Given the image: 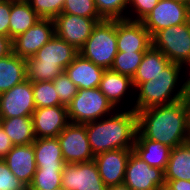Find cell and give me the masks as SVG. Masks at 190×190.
I'll return each instance as SVG.
<instances>
[{
	"label": "cell",
	"instance_id": "3",
	"mask_svg": "<svg viewBox=\"0 0 190 190\" xmlns=\"http://www.w3.org/2000/svg\"><path fill=\"white\" fill-rule=\"evenodd\" d=\"M186 70L182 65L171 62L160 74L154 78L141 83L136 89L137 98L130 106L136 112L150 107L168 105L185 98L189 75L181 81L180 74Z\"/></svg>",
	"mask_w": 190,
	"mask_h": 190
},
{
	"label": "cell",
	"instance_id": "7",
	"mask_svg": "<svg viewBox=\"0 0 190 190\" xmlns=\"http://www.w3.org/2000/svg\"><path fill=\"white\" fill-rule=\"evenodd\" d=\"M152 46L160 50L171 62L190 71V20L187 23L157 31L152 36Z\"/></svg>",
	"mask_w": 190,
	"mask_h": 190
},
{
	"label": "cell",
	"instance_id": "45",
	"mask_svg": "<svg viewBox=\"0 0 190 190\" xmlns=\"http://www.w3.org/2000/svg\"><path fill=\"white\" fill-rule=\"evenodd\" d=\"M158 190H170V189H168L166 186H162V187L159 188Z\"/></svg>",
	"mask_w": 190,
	"mask_h": 190
},
{
	"label": "cell",
	"instance_id": "32",
	"mask_svg": "<svg viewBox=\"0 0 190 190\" xmlns=\"http://www.w3.org/2000/svg\"><path fill=\"white\" fill-rule=\"evenodd\" d=\"M62 13L86 18H101L97 12L94 0H65Z\"/></svg>",
	"mask_w": 190,
	"mask_h": 190
},
{
	"label": "cell",
	"instance_id": "30",
	"mask_svg": "<svg viewBox=\"0 0 190 190\" xmlns=\"http://www.w3.org/2000/svg\"><path fill=\"white\" fill-rule=\"evenodd\" d=\"M62 172L56 169H36L28 190H54L62 186Z\"/></svg>",
	"mask_w": 190,
	"mask_h": 190
},
{
	"label": "cell",
	"instance_id": "44",
	"mask_svg": "<svg viewBox=\"0 0 190 190\" xmlns=\"http://www.w3.org/2000/svg\"><path fill=\"white\" fill-rule=\"evenodd\" d=\"M8 1L28 3L30 0H8Z\"/></svg>",
	"mask_w": 190,
	"mask_h": 190
},
{
	"label": "cell",
	"instance_id": "13",
	"mask_svg": "<svg viewBox=\"0 0 190 190\" xmlns=\"http://www.w3.org/2000/svg\"><path fill=\"white\" fill-rule=\"evenodd\" d=\"M35 101L32 82L25 80L10 90L0 94V113L2 118L32 116Z\"/></svg>",
	"mask_w": 190,
	"mask_h": 190
},
{
	"label": "cell",
	"instance_id": "20",
	"mask_svg": "<svg viewBox=\"0 0 190 190\" xmlns=\"http://www.w3.org/2000/svg\"><path fill=\"white\" fill-rule=\"evenodd\" d=\"M99 89L116 109H124L121 104H123L122 101H125V96L132 92L135 93L132 78L111 69L105 70L100 81Z\"/></svg>",
	"mask_w": 190,
	"mask_h": 190
},
{
	"label": "cell",
	"instance_id": "23",
	"mask_svg": "<svg viewBox=\"0 0 190 190\" xmlns=\"http://www.w3.org/2000/svg\"><path fill=\"white\" fill-rule=\"evenodd\" d=\"M171 61L158 49L151 46L145 51L132 81L136 89L141 83L154 80Z\"/></svg>",
	"mask_w": 190,
	"mask_h": 190
},
{
	"label": "cell",
	"instance_id": "15",
	"mask_svg": "<svg viewBox=\"0 0 190 190\" xmlns=\"http://www.w3.org/2000/svg\"><path fill=\"white\" fill-rule=\"evenodd\" d=\"M117 50L145 52L152 46V36L142 22L116 20Z\"/></svg>",
	"mask_w": 190,
	"mask_h": 190
},
{
	"label": "cell",
	"instance_id": "21",
	"mask_svg": "<svg viewBox=\"0 0 190 190\" xmlns=\"http://www.w3.org/2000/svg\"><path fill=\"white\" fill-rule=\"evenodd\" d=\"M33 148L38 169L63 171L66 163L57 137L36 138L33 142Z\"/></svg>",
	"mask_w": 190,
	"mask_h": 190
},
{
	"label": "cell",
	"instance_id": "11",
	"mask_svg": "<svg viewBox=\"0 0 190 190\" xmlns=\"http://www.w3.org/2000/svg\"><path fill=\"white\" fill-rule=\"evenodd\" d=\"M124 184L131 190H158L165 186L164 171L150 167L132 151L126 164Z\"/></svg>",
	"mask_w": 190,
	"mask_h": 190
},
{
	"label": "cell",
	"instance_id": "25",
	"mask_svg": "<svg viewBox=\"0 0 190 190\" xmlns=\"http://www.w3.org/2000/svg\"><path fill=\"white\" fill-rule=\"evenodd\" d=\"M164 179L190 181V141L171 149Z\"/></svg>",
	"mask_w": 190,
	"mask_h": 190
},
{
	"label": "cell",
	"instance_id": "39",
	"mask_svg": "<svg viewBox=\"0 0 190 190\" xmlns=\"http://www.w3.org/2000/svg\"><path fill=\"white\" fill-rule=\"evenodd\" d=\"M13 52L12 40L9 37L0 35V58Z\"/></svg>",
	"mask_w": 190,
	"mask_h": 190
},
{
	"label": "cell",
	"instance_id": "41",
	"mask_svg": "<svg viewBox=\"0 0 190 190\" xmlns=\"http://www.w3.org/2000/svg\"><path fill=\"white\" fill-rule=\"evenodd\" d=\"M107 190H131V189L123 183L119 185L109 186L107 187Z\"/></svg>",
	"mask_w": 190,
	"mask_h": 190
},
{
	"label": "cell",
	"instance_id": "48",
	"mask_svg": "<svg viewBox=\"0 0 190 190\" xmlns=\"http://www.w3.org/2000/svg\"><path fill=\"white\" fill-rule=\"evenodd\" d=\"M189 81H188V84L187 85H190V71H189Z\"/></svg>",
	"mask_w": 190,
	"mask_h": 190
},
{
	"label": "cell",
	"instance_id": "1",
	"mask_svg": "<svg viewBox=\"0 0 190 190\" xmlns=\"http://www.w3.org/2000/svg\"><path fill=\"white\" fill-rule=\"evenodd\" d=\"M137 131L144 138L170 148L190 141V114L186 99L138 111Z\"/></svg>",
	"mask_w": 190,
	"mask_h": 190
},
{
	"label": "cell",
	"instance_id": "10",
	"mask_svg": "<svg viewBox=\"0 0 190 190\" xmlns=\"http://www.w3.org/2000/svg\"><path fill=\"white\" fill-rule=\"evenodd\" d=\"M102 18H86L73 14L61 13L53 19L55 34L80 50L93 28Z\"/></svg>",
	"mask_w": 190,
	"mask_h": 190
},
{
	"label": "cell",
	"instance_id": "47",
	"mask_svg": "<svg viewBox=\"0 0 190 190\" xmlns=\"http://www.w3.org/2000/svg\"><path fill=\"white\" fill-rule=\"evenodd\" d=\"M54 190H65V189L61 186V187L56 188V189H54Z\"/></svg>",
	"mask_w": 190,
	"mask_h": 190
},
{
	"label": "cell",
	"instance_id": "42",
	"mask_svg": "<svg viewBox=\"0 0 190 190\" xmlns=\"http://www.w3.org/2000/svg\"><path fill=\"white\" fill-rule=\"evenodd\" d=\"M185 99L187 101L189 107V114H190V85H187Z\"/></svg>",
	"mask_w": 190,
	"mask_h": 190
},
{
	"label": "cell",
	"instance_id": "9",
	"mask_svg": "<svg viewBox=\"0 0 190 190\" xmlns=\"http://www.w3.org/2000/svg\"><path fill=\"white\" fill-rule=\"evenodd\" d=\"M189 20L188 4L172 0H159L141 22L153 36L159 30L187 23Z\"/></svg>",
	"mask_w": 190,
	"mask_h": 190
},
{
	"label": "cell",
	"instance_id": "17",
	"mask_svg": "<svg viewBox=\"0 0 190 190\" xmlns=\"http://www.w3.org/2000/svg\"><path fill=\"white\" fill-rule=\"evenodd\" d=\"M32 119L36 138L57 137L70 123L67 107L63 105L36 108Z\"/></svg>",
	"mask_w": 190,
	"mask_h": 190
},
{
	"label": "cell",
	"instance_id": "28",
	"mask_svg": "<svg viewBox=\"0 0 190 190\" xmlns=\"http://www.w3.org/2000/svg\"><path fill=\"white\" fill-rule=\"evenodd\" d=\"M36 108L62 105L52 81L32 82Z\"/></svg>",
	"mask_w": 190,
	"mask_h": 190
},
{
	"label": "cell",
	"instance_id": "33",
	"mask_svg": "<svg viewBox=\"0 0 190 190\" xmlns=\"http://www.w3.org/2000/svg\"><path fill=\"white\" fill-rule=\"evenodd\" d=\"M52 82L55 86V91L59 96L60 103L67 107L71 103L73 97L77 94V86L68 77L65 71L56 76Z\"/></svg>",
	"mask_w": 190,
	"mask_h": 190
},
{
	"label": "cell",
	"instance_id": "38",
	"mask_svg": "<svg viewBox=\"0 0 190 190\" xmlns=\"http://www.w3.org/2000/svg\"><path fill=\"white\" fill-rule=\"evenodd\" d=\"M11 139L6 134L3 127H0V159H3L13 148Z\"/></svg>",
	"mask_w": 190,
	"mask_h": 190
},
{
	"label": "cell",
	"instance_id": "26",
	"mask_svg": "<svg viewBox=\"0 0 190 190\" xmlns=\"http://www.w3.org/2000/svg\"><path fill=\"white\" fill-rule=\"evenodd\" d=\"M2 127L14 146L32 144L36 139L32 116L3 118Z\"/></svg>",
	"mask_w": 190,
	"mask_h": 190
},
{
	"label": "cell",
	"instance_id": "36",
	"mask_svg": "<svg viewBox=\"0 0 190 190\" xmlns=\"http://www.w3.org/2000/svg\"><path fill=\"white\" fill-rule=\"evenodd\" d=\"M0 190H28V187L13 175L3 159H0Z\"/></svg>",
	"mask_w": 190,
	"mask_h": 190
},
{
	"label": "cell",
	"instance_id": "34",
	"mask_svg": "<svg viewBox=\"0 0 190 190\" xmlns=\"http://www.w3.org/2000/svg\"><path fill=\"white\" fill-rule=\"evenodd\" d=\"M65 0H30L28 3L42 19H54L62 13Z\"/></svg>",
	"mask_w": 190,
	"mask_h": 190
},
{
	"label": "cell",
	"instance_id": "31",
	"mask_svg": "<svg viewBox=\"0 0 190 190\" xmlns=\"http://www.w3.org/2000/svg\"><path fill=\"white\" fill-rule=\"evenodd\" d=\"M97 12L103 20L127 18L129 0H94Z\"/></svg>",
	"mask_w": 190,
	"mask_h": 190
},
{
	"label": "cell",
	"instance_id": "14",
	"mask_svg": "<svg viewBox=\"0 0 190 190\" xmlns=\"http://www.w3.org/2000/svg\"><path fill=\"white\" fill-rule=\"evenodd\" d=\"M54 35L53 19L40 18L26 32L12 40L13 53L24 59L30 58Z\"/></svg>",
	"mask_w": 190,
	"mask_h": 190
},
{
	"label": "cell",
	"instance_id": "46",
	"mask_svg": "<svg viewBox=\"0 0 190 190\" xmlns=\"http://www.w3.org/2000/svg\"><path fill=\"white\" fill-rule=\"evenodd\" d=\"M2 115H1V113H0V127L2 126Z\"/></svg>",
	"mask_w": 190,
	"mask_h": 190
},
{
	"label": "cell",
	"instance_id": "6",
	"mask_svg": "<svg viewBox=\"0 0 190 190\" xmlns=\"http://www.w3.org/2000/svg\"><path fill=\"white\" fill-rule=\"evenodd\" d=\"M117 109L99 87L79 89L67 106L70 123L86 124L113 114Z\"/></svg>",
	"mask_w": 190,
	"mask_h": 190
},
{
	"label": "cell",
	"instance_id": "49",
	"mask_svg": "<svg viewBox=\"0 0 190 190\" xmlns=\"http://www.w3.org/2000/svg\"><path fill=\"white\" fill-rule=\"evenodd\" d=\"M188 8H189V17H190V3H189V5H188Z\"/></svg>",
	"mask_w": 190,
	"mask_h": 190
},
{
	"label": "cell",
	"instance_id": "29",
	"mask_svg": "<svg viewBox=\"0 0 190 190\" xmlns=\"http://www.w3.org/2000/svg\"><path fill=\"white\" fill-rule=\"evenodd\" d=\"M145 52L118 51L114 58L111 70L133 78L139 67Z\"/></svg>",
	"mask_w": 190,
	"mask_h": 190
},
{
	"label": "cell",
	"instance_id": "18",
	"mask_svg": "<svg viewBox=\"0 0 190 190\" xmlns=\"http://www.w3.org/2000/svg\"><path fill=\"white\" fill-rule=\"evenodd\" d=\"M3 160L13 175L29 187L37 169L33 143L13 146Z\"/></svg>",
	"mask_w": 190,
	"mask_h": 190
},
{
	"label": "cell",
	"instance_id": "4",
	"mask_svg": "<svg viewBox=\"0 0 190 190\" xmlns=\"http://www.w3.org/2000/svg\"><path fill=\"white\" fill-rule=\"evenodd\" d=\"M78 54L79 50L55 34L32 57L25 59L26 79L53 81Z\"/></svg>",
	"mask_w": 190,
	"mask_h": 190
},
{
	"label": "cell",
	"instance_id": "27",
	"mask_svg": "<svg viewBox=\"0 0 190 190\" xmlns=\"http://www.w3.org/2000/svg\"><path fill=\"white\" fill-rule=\"evenodd\" d=\"M40 17L29 3L11 2L9 38L13 40L32 27Z\"/></svg>",
	"mask_w": 190,
	"mask_h": 190
},
{
	"label": "cell",
	"instance_id": "8",
	"mask_svg": "<svg viewBox=\"0 0 190 190\" xmlns=\"http://www.w3.org/2000/svg\"><path fill=\"white\" fill-rule=\"evenodd\" d=\"M66 164L90 162L94 154L88 141L85 124L69 123L57 136Z\"/></svg>",
	"mask_w": 190,
	"mask_h": 190
},
{
	"label": "cell",
	"instance_id": "22",
	"mask_svg": "<svg viewBox=\"0 0 190 190\" xmlns=\"http://www.w3.org/2000/svg\"><path fill=\"white\" fill-rule=\"evenodd\" d=\"M171 149L168 145L144 138L137 131L133 152L150 167L165 171Z\"/></svg>",
	"mask_w": 190,
	"mask_h": 190
},
{
	"label": "cell",
	"instance_id": "35",
	"mask_svg": "<svg viewBox=\"0 0 190 190\" xmlns=\"http://www.w3.org/2000/svg\"><path fill=\"white\" fill-rule=\"evenodd\" d=\"M159 0H129L127 12V20L141 22L157 5ZM130 9V10H129Z\"/></svg>",
	"mask_w": 190,
	"mask_h": 190
},
{
	"label": "cell",
	"instance_id": "40",
	"mask_svg": "<svg viewBox=\"0 0 190 190\" xmlns=\"http://www.w3.org/2000/svg\"><path fill=\"white\" fill-rule=\"evenodd\" d=\"M165 186L170 190H190V181L187 180L165 181Z\"/></svg>",
	"mask_w": 190,
	"mask_h": 190
},
{
	"label": "cell",
	"instance_id": "19",
	"mask_svg": "<svg viewBox=\"0 0 190 190\" xmlns=\"http://www.w3.org/2000/svg\"><path fill=\"white\" fill-rule=\"evenodd\" d=\"M105 70L78 54L64 71L79 90L99 87Z\"/></svg>",
	"mask_w": 190,
	"mask_h": 190
},
{
	"label": "cell",
	"instance_id": "24",
	"mask_svg": "<svg viewBox=\"0 0 190 190\" xmlns=\"http://www.w3.org/2000/svg\"><path fill=\"white\" fill-rule=\"evenodd\" d=\"M26 80V60L14 54L0 58V94Z\"/></svg>",
	"mask_w": 190,
	"mask_h": 190
},
{
	"label": "cell",
	"instance_id": "12",
	"mask_svg": "<svg viewBox=\"0 0 190 190\" xmlns=\"http://www.w3.org/2000/svg\"><path fill=\"white\" fill-rule=\"evenodd\" d=\"M65 190H107L95 161L65 164L62 172Z\"/></svg>",
	"mask_w": 190,
	"mask_h": 190
},
{
	"label": "cell",
	"instance_id": "37",
	"mask_svg": "<svg viewBox=\"0 0 190 190\" xmlns=\"http://www.w3.org/2000/svg\"><path fill=\"white\" fill-rule=\"evenodd\" d=\"M11 1L0 0V35L9 37Z\"/></svg>",
	"mask_w": 190,
	"mask_h": 190
},
{
	"label": "cell",
	"instance_id": "43",
	"mask_svg": "<svg viewBox=\"0 0 190 190\" xmlns=\"http://www.w3.org/2000/svg\"><path fill=\"white\" fill-rule=\"evenodd\" d=\"M172 1H177V2H180V3L188 4V5L190 3V0H172Z\"/></svg>",
	"mask_w": 190,
	"mask_h": 190
},
{
	"label": "cell",
	"instance_id": "5",
	"mask_svg": "<svg viewBox=\"0 0 190 190\" xmlns=\"http://www.w3.org/2000/svg\"><path fill=\"white\" fill-rule=\"evenodd\" d=\"M117 53L116 20L98 22L79 50L84 58L105 69L111 68Z\"/></svg>",
	"mask_w": 190,
	"mask_h": 190
},
{
	"label": "cell",
	"instance_id": "16",
	"mask_svg": "<svg viewBox=\"0 0 190 190\" xmlns=\"http://www.w3.org/2000/svg\"><path fill=\"white\" fill-rule=\"evenodd\" d=\"M133 149H115L94 157L103 183L109 187L124 183L126 164Z\"/></svg>",
	"mask_w": 190,
	"mask_h": 190
},
{
	"label": "cell",
	"instance_id": "2",
	"mask_svg": "<svg viewBox=\"0 0 190 190\" xmlns=\"http://www.w3.org/2000/svg\"><path fill=\"white\" fill-rule=\"evenodd\" d=\"M120 110L85 124L94 156L115 149H133L137 134V112L127 107Z\"/></svg>",
	"mask_w": 190,
	"mask_h": 190
}]
</instances>
